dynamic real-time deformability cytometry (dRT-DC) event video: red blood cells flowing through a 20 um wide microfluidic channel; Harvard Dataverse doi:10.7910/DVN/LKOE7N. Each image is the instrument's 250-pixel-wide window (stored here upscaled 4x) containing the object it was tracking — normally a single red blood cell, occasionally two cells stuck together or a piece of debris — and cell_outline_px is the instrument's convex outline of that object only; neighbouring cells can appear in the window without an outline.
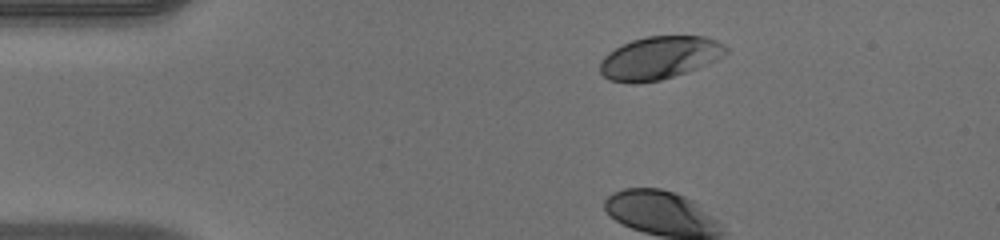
{"species": "human", "species_latin": "Homo sapiens", "temperature_condition": "warm", "stored_images_in_passage": 39, "camera_frame_rate_fps": 3000, "um_per_image_px": 0.085, "donor": {"sex": "male"}, "frame": {"image": 1, "passage_image": 6, "time_ms": 1.667, "image_size_px": [1000, 240], "cell_outline_px": [[728, 52], [716, 60], [696, 68], [660, 80], [636, 84], [632, 84], [608, 80], [600, 72], [600, 60], [608, 52], [632, 40], [648, 36], [704, 36], [716, 40], [724, 44], [728, 48]], "centroid_in_image_um": [56.03, 4.92], "position_along_channel_um": 29.0, "area_um2": 31.39}}